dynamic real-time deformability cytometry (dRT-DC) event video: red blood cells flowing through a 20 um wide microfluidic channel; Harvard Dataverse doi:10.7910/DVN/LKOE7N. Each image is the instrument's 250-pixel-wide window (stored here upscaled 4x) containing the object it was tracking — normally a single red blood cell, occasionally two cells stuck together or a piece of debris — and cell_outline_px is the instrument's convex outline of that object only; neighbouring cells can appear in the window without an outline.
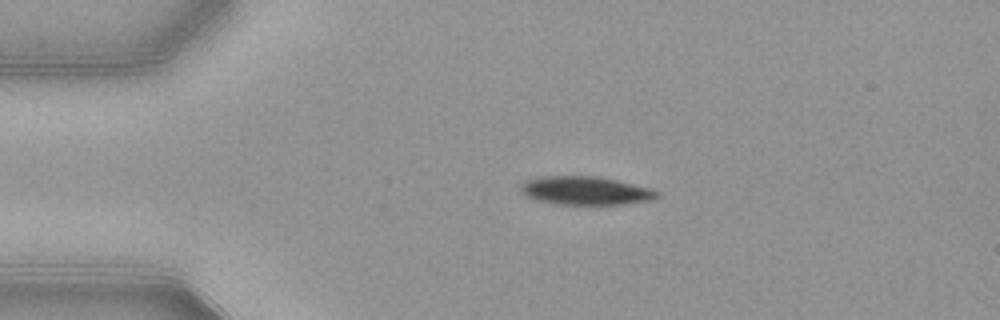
{"species": "common noctule bat (a hibernating species)", "species_latin": "Nyctalus noctula", "temperature_condition": "warm", "stored_images_in_passage": 42, "camera_frame_rate_fps": 3000, "um_per_image_px": 0.085, "animal": {"sex": "female", "body_mass_g": 21.9}, "frame": {"image": 1, "passage_image": 1, "time_ms": 0.0, "image_size_px": [1000, 320], "cell_outline_px": [[660, 196], [652, 200], [620, 204], [560, 204], [532, 200], [520, 192], [520, 184], [524, 180], [540, 176], [596, 176], [616, 180], [652, 188], [660, 192]], "centroid_in_image_um": [49.73, 16.2], "position_along_channel_um": 35.3, "area_um2": 22.83}}
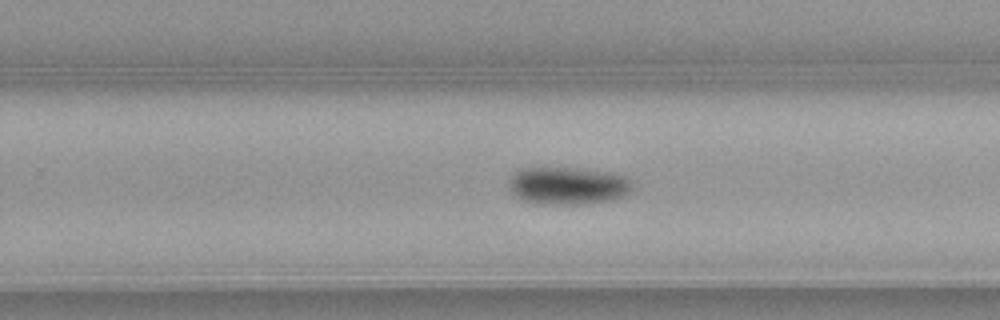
{"frame": {"image": 2, "passage_image": 23, "time_ms": 7.333, "image_size_px": [1000, 320], "cell_outline_px": [[632, 188], [624, 196], [608, 200], [588, 204], [536, 204], [524, 200], [516, 196], [512, 192], [508, 184], [508, 180], [512, 172], [520, 168], [580, 168], [608, 172], [628, 176], [632, 180]], "centroid_in_image_um": [48.25, 15.78], "position_along_channel_um": 281.6, "area_um2": 27.4}}
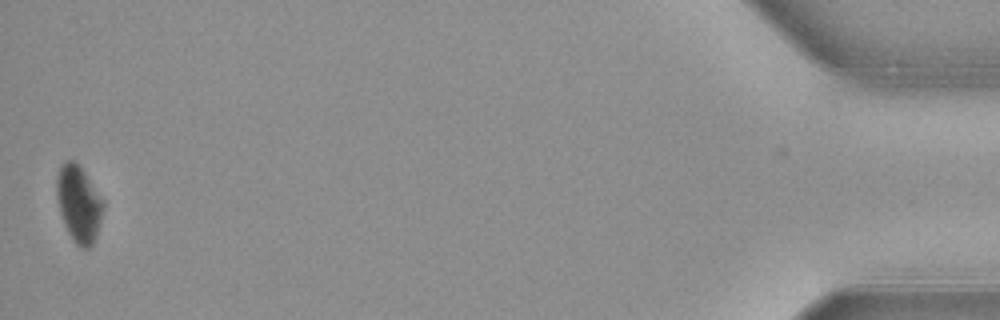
{"frame": {"image": 3, "passage_image": 42, "time_ms": 13.667, "image_size_px": [1000, 320], "cell_outline_px": [[104, 208], [96, 236], [92, 244], [88, 248], [80, 248], [76, 244], [68, 232], [64, 224], [60, 212], [56, 196], [56, 176], [60, 164], [64, 160], [72, 160], [84, 172], [104, 200]], "centroid_in_image_um": [6.68, 17.31], "position_along_channel_um": 428.5, "area_um2": 20.75}, "authors_computed_cell_mechanics": {"area_um2": 25.4898, "velocity_mm_per_s": 3.8837, "shape_relaxation_time_tau1_ms": 2.4528, "shape_relaxation_time_tau2_ms": null, "deformation_change_tau1": 0.1262, "deformation_change_tau2": null}}